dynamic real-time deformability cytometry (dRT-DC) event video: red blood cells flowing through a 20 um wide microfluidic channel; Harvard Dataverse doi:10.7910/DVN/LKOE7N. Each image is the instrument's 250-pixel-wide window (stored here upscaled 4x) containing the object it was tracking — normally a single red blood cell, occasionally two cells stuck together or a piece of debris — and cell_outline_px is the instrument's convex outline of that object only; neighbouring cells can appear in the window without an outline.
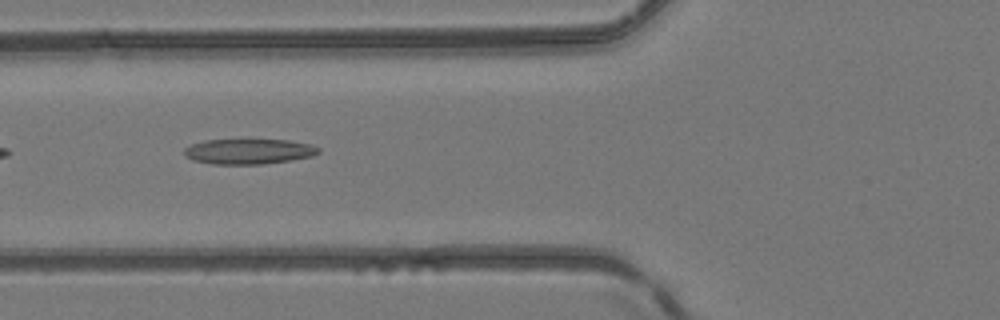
{"species": "common noctule bat (a hibernating species)", "species_latin": "Nyctalus noctula", "temperature_condition": "room temperature", "stored_images_in_passage": 37, "camera_frame_rate_fps": 3000, "um_per_image_px": 0.085, "animal": {"sex": "female", "body_mass_g": 24.6, "forearm_length_mm": 56.2}, "frame": {"image": 1, "passage_image": 6, "time_ms": 1.667, "image_size_px": [1000, 320], "cell_outline_px": [[320, 152], [312, 156], [288, 160], [260, 164], [212, 164], [192, 160], [184, 156], [184, 148], [192, 144], [204, 140], [248, 136], [288, 140], [312, 144], [320, 148]], "centroid_in_image_um": [21.11, 12.81], "position_along_channel_um": 104.7, "area_um2": 20.92}}
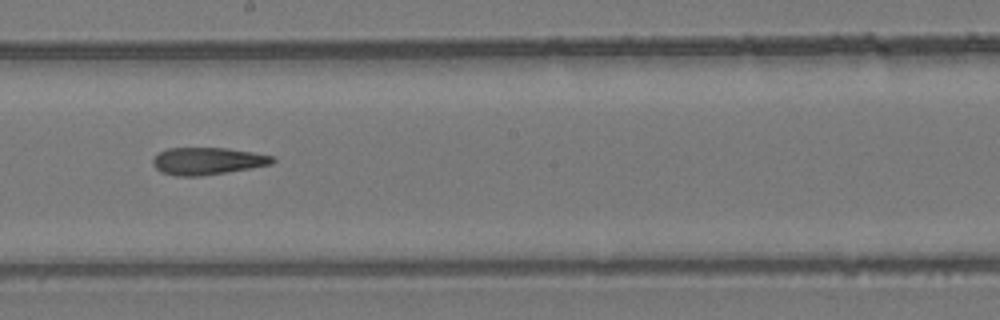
{"frame": {"image": 2, "passage_image": 15, "time_ms": 4.667, "image_size_px": [1000, 320], "cell_outline_px": [[276, 160], [272, 164], [200, 176], [176, 176], [160, 172], [152, 164], [152, 160], [160, 152], [168, 148], [224, 148], [252, 152], [272, 156]], "centroid_in_image_um": [17.6, 13.69], "position_along_channel_um": 230.6, "area_um2": 18.73}}
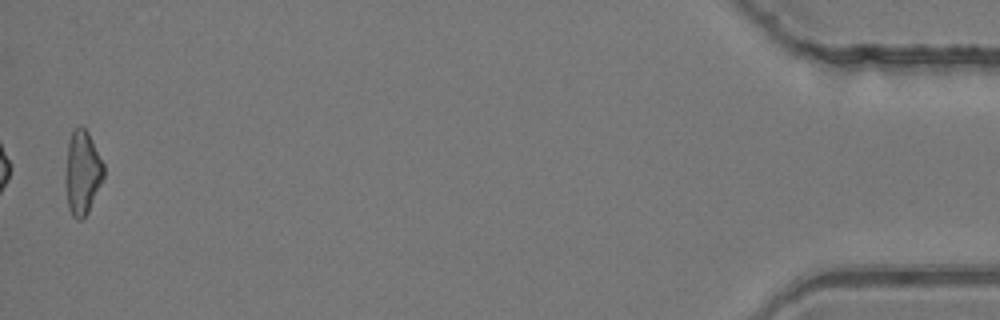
{"frame": {"image": 3, "passage_image": 36, "time_ms": 11.667, "image_size_px": [1000, 320], "cell_outline_px": [[104, 180], [84, 220], [76, 220], [72, 216], [68, 208], [64, 180], [68, 144], [72, 128], [80, 124], [88, 132], [104, 164]], "centroid_in_image_um": [6.99, 14.7], "position_along_channel_um": 428.2, "area_um2": 19.25}, "authors_computed_cell_mechanics": {"area_um2": 19.2474, "velocity_mm_per_s": 4.1838, "shape_relaxation_time_tau1_ms": null, "shape_relaxation_time_tau2_ms": 10.1287, "deformation_change_tau1": null, "deformation_change_tau2": 0.2762}}